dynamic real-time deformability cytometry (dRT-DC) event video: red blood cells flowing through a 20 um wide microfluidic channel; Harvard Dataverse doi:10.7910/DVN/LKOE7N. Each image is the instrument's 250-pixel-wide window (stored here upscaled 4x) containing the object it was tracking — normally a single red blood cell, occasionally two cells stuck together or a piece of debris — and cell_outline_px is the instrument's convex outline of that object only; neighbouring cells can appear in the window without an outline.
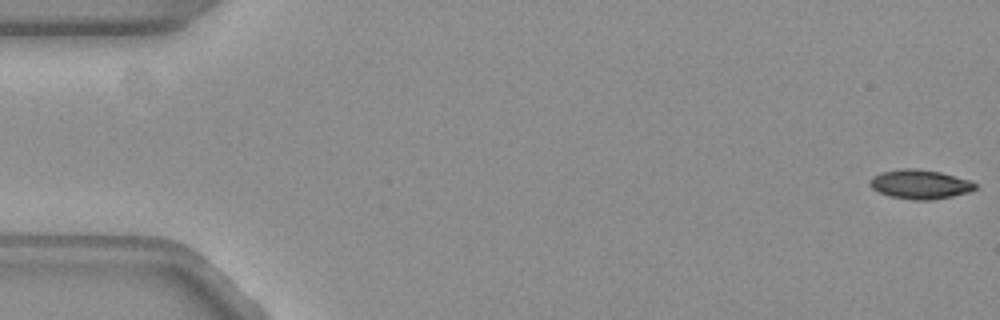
{"species": "common noctule bat (a hibernating species)", "species_latin": "Nyctalus noctula", "temperature_condition": "warm", "stored_images_in_passage": 54, "camera_frame_rate_fps": 3000, "um_per_image_px": 0.085, "animal": {"sex": "female", "body_mass_g": 19.3, "forearm_length_mm": 54.1}, "frame": {"image": 1, "passage_image": 1, "time_ms": 0.0, "image_size_px": [1000, 320], "cell_outline_px": [[976, 188], [968, 192], [952, 196], [932, 200], [916, 200], [892, 196], [880, 192], [872, 188], [868, 184], [868, 180], [872, 176], [880, 172], [904, 168], [916, 168], [940, 172], [972, 180], [976, 184]], "centroid_in_image_um": [78.19, 15.65], "position_along_channel_um": 6.8, "area_um2": 17.98}}
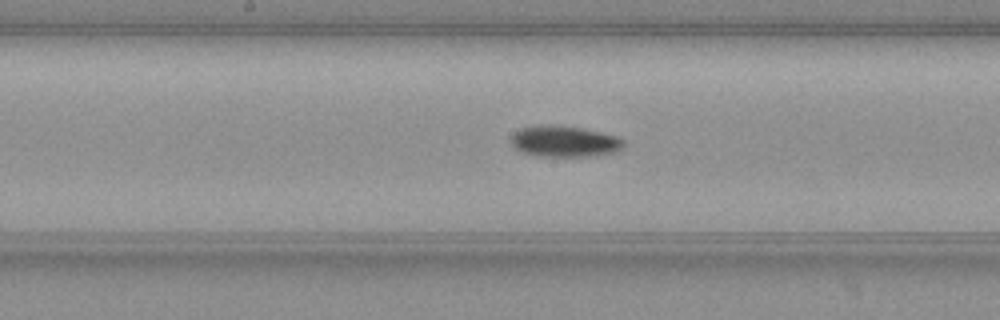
{"frame": {"image": 2, "passage_image": 28, "time_ms": 9.0, "image_size_px": [1000, 320], "cell_outline_px": [[624, 148], [616, 152], [596, 156], [536, 156], [520, 152], [512, 144], [512, 136], [520, 128], [540, 124], [580, 128], [600, 132], [616, 136], [624, 140]], "centroid_in_image_um": [48.0, 12.03], "position_along_channel_um": 200.2, "area_um2": 20.4}}
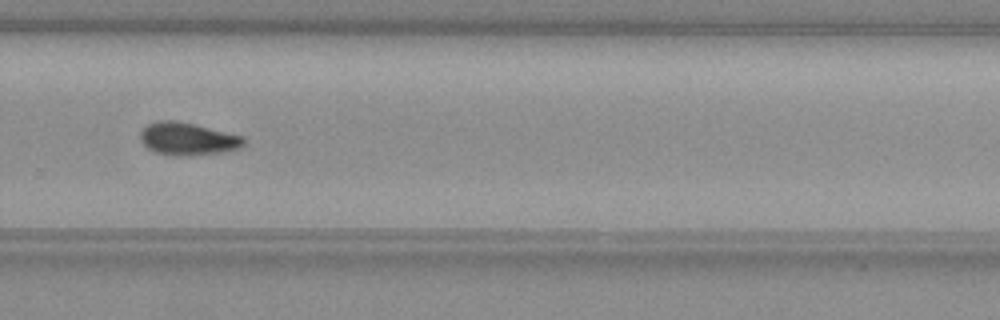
{"frame": {"image": 3, "passage_image": 37, "time_ms": 12.0, "image_size_px": [1000, 320], "cell_outline_px": [[244, 144], [240, 148], [224, 152], [188, 156], [172, 156], [156, 152], [148, 148], [140, 140], [140, 132], [148, 124], [160, 120], [172, 120], [192, 124], [244, 136]], "centroid_in_image_um": [15.95, 11.82], "position_along_channel_um": 313.8, "area_um2": 19.59}, "authors_computed_cell_mechanics": {"area_um2": 18.8139, "velocity_mm_per_s": 3.8025, "shape_relaxation_time_tau1_ms": 5.9428, "shape_relaxation_time_tau2_ms": null, "deformation_change_tau1": 0.1672, "deformation_change_tau2": null}}